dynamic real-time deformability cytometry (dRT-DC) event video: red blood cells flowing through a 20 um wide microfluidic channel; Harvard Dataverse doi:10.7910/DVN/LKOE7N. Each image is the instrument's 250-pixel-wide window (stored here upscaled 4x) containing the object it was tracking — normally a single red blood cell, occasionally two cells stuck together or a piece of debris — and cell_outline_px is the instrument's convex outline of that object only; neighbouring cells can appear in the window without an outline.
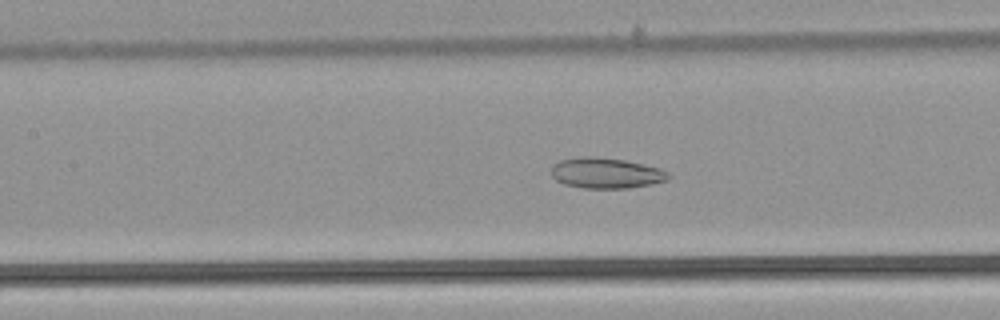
{"species": "common noctule bat (a hibernating species)", "species_latin": "Nyctalus noctula", "temperature_condition": "warm", "stored_images_in_passage": 43, "camera_frame_rate_fps": 3000, "um_per_image_px": 0.085, "animal": {"sex": "male", "body_mass_g": 21.5, "forearm_length_mm": 52.0}, "frame": {"image": 1, "passage_image": 18, "time_ms": 5.667, "image_size_px": [1000, 320], "cell_outline_px": [[672, 176], [668, 180], [652, 184], [628, 188], [584, 188], [564, 184], [556, 180], [552, 176], [552, 168], [560, 160], [624, 160], [660, 168], [668, 172]], "centroid_in_image_um": [51.62, 14.78], "position_along_channel_um": 155.8, "area_um2": 19.77}}
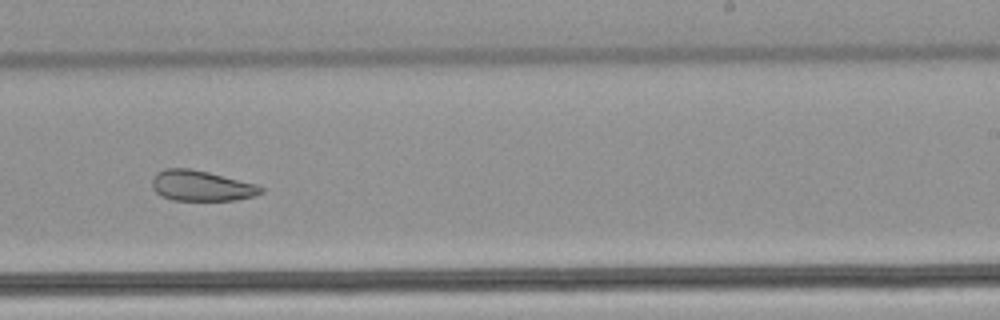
{"frame": {"image": 2, "passage_image": 27, "time_ms": 8.667, "image_size_px": [1000, 320], "cell_outline_px": [[264, 192], [256, 196], [236, 200], [172, 200], [160, 196], [152, 188], [152, 176], [156, 172], [164, 168], [192, 168], [256, 184], [264, 188]], "centroid_in_image_um": [17.09, 15.79], "position_along_channel_um": 271.9, "area_um2": 19.59}}
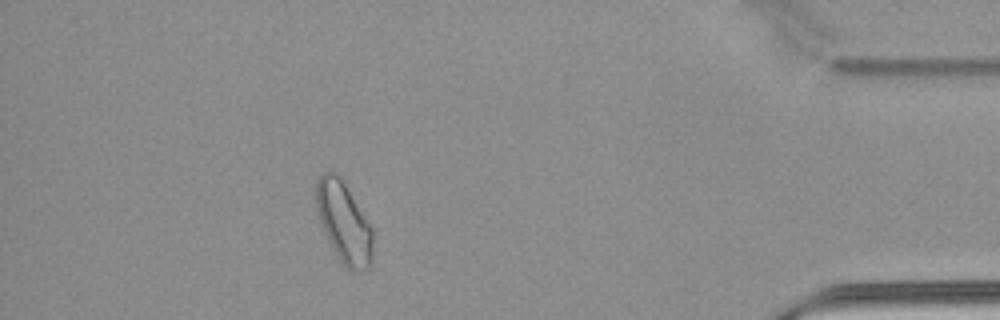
{"frame": {"image": 3, "passage_image": 41, "time_ms": 13.333, "image_size_px": [1000, 320], "cell_outline_px": [[372, 264], [364, 272], [352, 272], [340, 260], [316, 212], [316, 180], [324, 172], [336, 172], [344, 184], [372, 228]], "centroid_in_image_um": [29.24, 18.93], "position_along_channel_um": 406.0, "area_um2": 26.01}}